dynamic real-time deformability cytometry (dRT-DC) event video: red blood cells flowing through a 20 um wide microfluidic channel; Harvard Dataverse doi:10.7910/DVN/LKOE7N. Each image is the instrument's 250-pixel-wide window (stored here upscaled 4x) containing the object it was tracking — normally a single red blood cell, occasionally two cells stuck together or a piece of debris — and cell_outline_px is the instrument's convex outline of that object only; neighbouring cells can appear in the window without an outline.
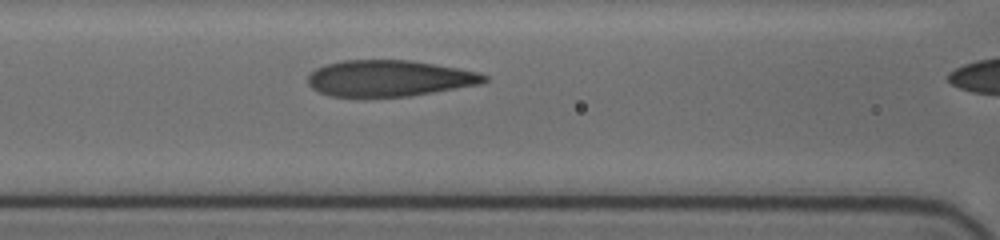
{"species": "human", "species_latin": "Homo sapiens", "temperature_condition": "cold", "stored_images_in_passage": 10, "camera_frame_rate_fps": 3000, "um_per_image_px": 0.085, "donor": {"sex": "female"}, "frame": {"image": 1, "passage_image": 9, "time_ms": 2.667, "image_size_px": [1000, 240], "cell_outline_px": [[488, 80], [480, 84], [408, 96], [328, 96], [312, 88], [308, 84], [308, 76], [316, 68], [324, 64], [344, 60], [412, 60], [480, 72], [488, 76]], "centroid_in_image_um": [33.08, 6.64], "position_along_channel_um": 133.5, "area_um2": 37.05}}